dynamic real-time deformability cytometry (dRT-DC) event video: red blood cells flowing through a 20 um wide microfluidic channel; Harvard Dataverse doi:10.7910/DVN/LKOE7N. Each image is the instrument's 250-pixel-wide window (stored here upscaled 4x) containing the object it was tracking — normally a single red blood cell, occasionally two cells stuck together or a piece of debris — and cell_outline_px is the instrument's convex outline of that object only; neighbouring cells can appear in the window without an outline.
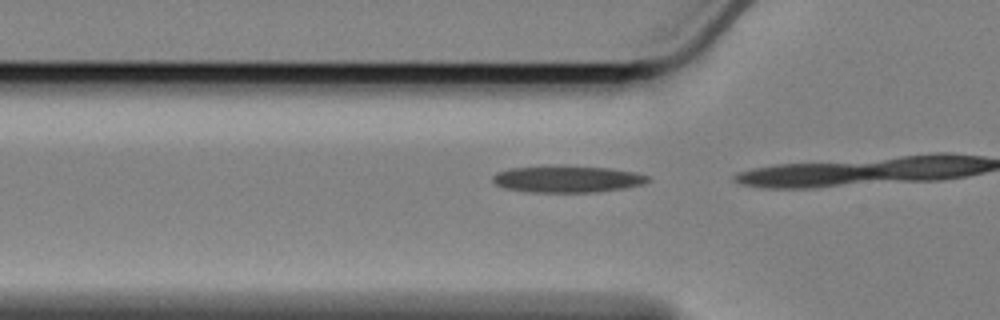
{"species": "Egyptian fruit bat (a non-hibernating species)", "species_latin": "Rousettus aegyptiacus", "temperature_condition": "cold", "stored_images_in_passage": 12, "camera_frame_rate_fps": 3000, "um_per_image_px": 0.085, "animal": {"sex": "female"}, "frame": {"image": 1, "passage_image": 11, "time_ms": 3.333, "image_size_px": [1000, 320], "cell_outline_px": [[652, 180], [644, 184], [628, 188], [600, 192], [532, 192], [504, 188], [496, 184], [492, 180], [492, 176], [496, 172], [508, 168], [548, 164], [564, 164], [608, 168], [636, 172], [648, 176]], "centroid_in_image_um": [48.23, 15.19], "position_along_channel_um": 77.6, "area_um2": 25.14}}